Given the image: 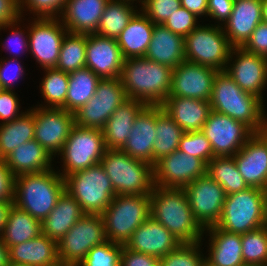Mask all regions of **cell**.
<instances>
[{"label": "cell", "mask_w": 267, "mask_h": 266, "mask_svg": "<svg viewBox=\"0 0 267 266\" xmlns=\"http://www.w3.org/2000/svg\"><path fill=\"white\" fill-rule=\"evenodd\" d=\"M53 157L35 140L18 146L4 158L15 177L22 174L40 173L52 169Z\"/></svg>", "instance_id": "obj_32"}, {"label": "cell", "mask_w": 267, "mask_h": 266, "mask_svg": "<svg viewBox=\"0 0 267 266\" xmlns=\"http://www.w3.org/2000/svg\"><path fill=\"white\" fill-rule=\"evenodd\" d=\"M40 234L41 222L13 204L1 235L7 248L27 242Z\"/></svg>", "instance_id": "obj_34"}, {"label": "cell", "mask_w": 267, "mask_h": 266, "mask_svg": "<svg viewBox=\"0 0 267 266\" xmlns=\"http://www.w3.org/2000/svg\"><path fill=\"white\" fill-rule=\"evenodd\" d=\"M147 105L128 98L110 116L103 130L106 148L121 149L126 143L136 117Z\"/></svg>", "instance_id": "obj_29"}, {"label": "cell", "mask_w": 267, "mask_h": 266, "mask_svg": "<svg viewBox=\"0 0 267 266\" xmlns=\"http://www.w3.org/2000/svg\"><path fill=\"white\" fill-rule=\"evenodd\" d=\"M162 110V106H146L139 113L126 143L121 148L125 153L153 165L156 116Z\"/></svg>", "instance_id": "obj_23"}, {"label": "cell", "mask_w": 267, "mask_h": 266, "mask_svg": "<svg viewBox=\"0 0 267 266\" xmlns=\"http://www.w3.org/2000/svg\"><path fill=\"white\" fill-rule=\"evenodd\" d=\"M100 164L105 169L116 195L152 193L155 186L153 165L135 159L117 148H106Z\"/></svg>", "instance_id": "obj_5"}, {"label": "cell", "mask_w": 267, "mask_h": 266, "mask_svg": "<svg viewBox=\"0 0 267 266\" xmlns=\"http://www.w3.org/2000/svg\"><path fill=\"white\" fill-rule=\"evenodd\" d=\"M180 244L168 229L150 216L132 233L124 246L135 252L162 258Z\"/></svg>", "instance_id": "obj_22"}, {"label": "cell", "mask_w": 267, "mask_h": 266, "mask_svg": "<svg viewBox=\"0 0 267 266\" xmlns=\"http://www.w3.org/2000/svg\"><path fill=\"white\" fill-rule=\"evenodd\" d=\"M261 22V0H235L230 17L223 24V31L233 47H242Z\"/></svg>", "instance_id": "obj_24"}, {"label": "cell", "mask_w": 267, "mask_h": 266, "mask_svg": "<svg viewBox=\"0 0 267 266\" xmlns=\"http://www.w3.org/2000/svg\"><path fill=\"white\" fill-rule=\"evenodd\" d=\"M235 0H208L207 15L223 22L230 17Z\"/></svg>", "instance_id": "obj_55"}, {"label": "cell", "mask_w": 267, "mask_h": 266, "mask_svg": "<svg viewBox=\"0 0 267 266\" xmlns=\"http://www.w3.org/2000/svg\"><path fill=\"white\" fill-rule=\"evenodd\" d=\"M127 99L120 77L101 79L94 96L74 113L75 125L103 129L112 113Z\"/></svg>", "instance_id": "obj_12"}, {"label": "cell", "mask_w": 267, "mask_h": 266, "mask_svg": "<svg viewBox=\"0 0 267 266\" xmlns=\"http://www.w3.org/2000/svg\"><path fill=\"white\" fill-rule=\"evenodd\" d=\"M13 58L14 57L7 61L0 60V84L3 89L12 90L15 81L23 77L22 75H24L23 73L25 72L20 62L17 61V57Z\"/></svg>", "instance_id": "obj_50"}, {"label": "cell", "mask_w": 267, "mask_h": 266, "mask_svg": "<svg viewBox=\"0 0 267 266\" xmlns=\"http://www.w3.org/2000/svg\"><path fill=\"white\" fill-rule=\"evenodd\" d=\"M66 1L67 0H19L20 16H22L21 14L26 5L32 13L37 15V18H57L59 14L61 15Z\"/></svg>", "instance_id": "obj_47"}, {"label": "cell", "mask_w": 267, "mask_h": 266, "mask_svg": "<svg viewBox=\"0 0 267 266\" xmlns=\"http://www.w3.org/2000/svg\"><path fill=\"white\" fill-rule=\"evenodd\" d=\"M106 151L102 129L74 125L59 154L63 159V178L101 162Z\"/></svg>", "instance_id": "obj_10"}, {"label": "cell", "mask_w": 267, "mask_h": 266, "mask_svg": "<svg viewBox=\"0 0 267 266\" xmlns=\"http://www.w3.org/2000/svg\"><path fill=\"white\" fill-rule=\"evenodd\" d=\"M108 1L67 0L59 20L70 33L96 34Z\"/></svg>", "instance_id": "obj_25"}, {"label": "cell", "mask_w": 267, "mask_h": 266, "mask_svg": "<svg viewBox=\"0 0 267 266\" xmlns=\"http://www.w3.org/2000/svg\"><path fill=\"white\" fill-rule=\"evenodd\" d=\"M207 165L199 158L176 150L153 166L154 185L184 188L206 174Z\"/></svg>", "instance_id": "obj_17"}, {"label": "cell", "mask_w": 267, "mask_h": 266, "mask_svg": "<svg viewBox=\"0 0 267 266\" xmlns=\"http://www.w3.org/2000/svg\"><path fill=\"white\" fill-rule=\"evenodd\" d=\"M64 179L65 190L81 205L85 214L101 215L116 196L100 163L73 172Z\"/></svg>", "instance_id": "obj_8"}, {"label": "cell", "mask_w": 267, "mask_h": 266, "mask_svg": "<svg viewBox=\"0 0 267 266\" xmlns=\"http://www.w3.org/2000/svg\"><path fill=\"white\" fill-rule=\"evenodd\" d=\"M20 20H21V18L19 20H16V21L10 23V24L0 25V30L2 28H4V29H6V28L14 29V30L11 31V35H9V37L7 39V41H10L11 43L7 44V42H6L5 44H7V45L3 44V48L6 49V50H10L11 49V54L13 52L15 54V56H17V57H18V54L20 53L21 50H22L21 51L22 53L24 51H28L29 50V44H28L29 43V38H28V35H26V37H25L24 36L25 32H23L22 30H18L20 28H18L17 23ZM15 25L17 26V29L15 28ZM15 48L18 51H16ZM25 48H27V49H25Z\"/></svg>", "instance_id": "obj_53"}, {"label": "cell", "mask_w": 267, "mask_h": 266, "mask_svg": "<svg viewBox=\"0 0 267 266\" xmlns=\"http://www.w3.org/2000/svg\"><path fill=\"white\" fill-rule=\"evenodd\" d=\"M184 133V130L164 110L156 116L153 166L162 157L178 150Z\"/></svg>", "instance_id": "obj_38"}, {"label": "cell", "mask_w": 267, "mask_h": 266, "mask_svg": "<svg viewBox=\"0 0 267 266\" xmlns=\"http://www.w3.org/2000/svg\"><path fill=\"white\" fill-rule=\"evenodd\" d=\"M84 215L81 205L64 190L51 213L41 222L42 233L59 242Z\"/></svg>", "instance_id": "obj_30"}, {"label": "cell", "mask_w": 267, "mask_h": 266, "mask_svg": "<svg viewBox=\"0 0 267 266\" xmlns=\"http://www.w3.org/2000/svg\"><path fill=\"white\" fill-rule=\"evenodd\" d=\"M211 241L208 257L215 266H245L242 256L241 234L231 233L217 226L206 228Z\"/></svg>", "instance_id": "obj_31"}, {"label": "cell", "mask_w": 267, "mask_h": 266, "mask_svg": "<svg viewBox=\"0 0 267 266\" xmlns=\"http://www.w3.org/2000/svg\"><path fill=\"white\" fill-rule=\"evenodd\" d=\"M36 19V20H35ZM27 34L29 51L41 67L55 68L60 54L62 40L68 30L58 18H34Z\"/></svg>", "instance_id": "obj_16"}, {"label": "cell", "mask_w": 267, "mask_h": 266, "mask_svg": "<svg viewBox=\"0 0 267 266\" xmlns=\"http://www.w3.org/2000/svg\"><path fill=\"white\" fill-rule=\"evenodd\" d=\"M8 266H28V265H24V264H16V263L9 262V263H8Z\"/></svg>", "instance_id": "obj_63"}, {"label": "cell", "mask_w": 267, "mask_h": 266, "mask_svg": "<svg viewBox=\"0 0 267 266\" xmlns=\"http://www.w3.org/2000/svg\"><path fill=\"white\" fill-rule=\"evenodd\" d=\"M65 190V179L53 169L15 177L13 204L42 222Z\"/></svg>", "instance_id": "obj_4"}, {"label": "cell", "mask_w": 267, "mask_h": 266, "mask_svg": "<svg viewBox=\"0 0 267 266\" xmlns=\"http://www.w3.org/2000/svg\"><path fill=\"white\" fill-rule=\"evenodd\" d=\"M9 262L28 266H62L58 242L43 233L27 242L8 248Z\"/></svg>", "instance_id": "obj_26"}, {"label": "cell", "mask_w": 267, "mask_h": 266, "mask_svg": "<svg viewBox=\"0 0 267 266\" xmlns=\"http://www.w3.org/2000/svg\"><path fill=\"white\" fill-rule=\"evenodd\" d=\"M141 4V11L154 24H164L181 7L180 0H143Z\"/></svg>", "instance_id": "obj_46"}, {"label": "cell", "mask_w": 267, "mask_h": 266, "mask_svg": "<svg viewBox=\"0 0 267 266\" xmlns=\"http://www.w3.org/2000/svg\"><path fill=\"white\" fill-rule=\"evenodd\" d=\"M201 266H215L211 262H209L206 258L203 260Z\"/></svg>", "instance_id": "obj_62"}, {"label": "cell", "mask_w": 267, "mask_h": 266, "mask_svg": "<svg viewBox=\"0 0 267 266\" xmlns=\"http://www.w3.org/2000/svg\"><path fill=\"white\" fill-rule=\"evenodd\" d=\"M75 125L74 113L64 108L34 109V139L53 157L61 152Z\"/></svg>", "instance_id": "obj_15"}, {"label": "cell", "mask_w": 267, "mask_h": 266, "mask_svg": "<svg viewBox=\"0 0 267 266\" xmlns=\"http://www.w3.org/2000/svg\"><path fill=\"white\" fill-rule=\"evenodd\" d=\"M120 266H160V258L122 247Z\"/></svg>", "instance_id": "obj_52"}, {"label": "cell", "mask_w": 267, "mask_h": 266, "mask_svg": "<svg viewBox=\"0 0 267 266\" xmlns=\"http://www.w3.org/2000/svg\"><path fill=\"white\" fill-rule=\"evenodd\" d=\"M130 0H109L102 13L97 34L117 39L138 12Z\"/></svg>", "instance_id": "obj_37"}, {"label": "cell", "mask_w": 267, "mask_h": 266, "mask_svg": "<svg viewBox=\"0 0 267 266\" xmlns=\"http://www.w3.org/2000/svg\"><path fill=\"white\" fill-rule=\"evenodd\" d=\"M107 241L101 215L85 214L58 242L62 266H78L94 246Z\"/></svg>", "instance_id": "obj_11"}, {"label": "cell", "mask_w": 267, "mask_h": 266, "mask_svg": "<svg viewBox=\"0 0 267 266\" xmlns=\"http://www.w3.org/2000/svg\"><path fill=\"white\" fill-rule=\"evenodd\" d=\"M12 205L13 202H0V236L4 231V227L8 218V213Z\"/></svg>", "instance_id": "obj_58"}, {"label": "cell", "mask_w": 267, "mask_h": 266, "mask_svg": "<svg viewBox=\"0 0 267 266\" xmlns=\"http://www.w3.org/2000/svg\"><path fill=\"white\" fill-rule=\"evenodd\" d=\"M18 97L12 90L2 89L0 91V120L2 123L11 122L14 119L20 117L19 115L20 105Z\"/></svg>", "instance_id": "obj_49"}, {"label": "cell", "mask_w": 267, "mask_h": 266, "mask_svg": "<svg viewBox=\"0 0 267 266\" xmlns=\"http://www.w3.org/2000/svg\"><path fill=\"white\" fill-rule=\"evenodd\" d=\"M201 131L210 141L215 157L234 156L255 134L244 123L213 110Z\"/></svg>", "instance_id": "obj_13"}, {"label": "cell", "mask_w": 267, "mask_h": 266, "mask_svg": "<svg viewBox=\"0 0 267 266\" xmlns=\"http://www.w3.org/2000/svg\"><path fill=\"white\" fill-rule=\"evenodd\" d=\"M150 213V195H116L101 214L107 241L125 245Z\"/></svg>", "instance_id": "obj_7"}, {"label": "cell", "mask_w": 267, "mask_h": 266, "mask_svg": "<svg viewBox=\"0 0 267 266\" xmlns=\"http://www.w3.org/2000/svg\"><path fill=\"white\" fill-rule=\"evenodd\" d=\"M242 47L246 51L267 57V23H259Z\"/></svg>", "instance_id": "obj_51"}, {"label": "cell", "mask_w": 267, "mask_h": 266, "mask_svg": "<svg viewBox=\"0 0 267 266\" xmlns=\"http://www.w3.org/2000/svg\"><path fill=\"white\" fill-rule=\"evenodd\" d=\"M20 18L19 0H0V25L10 24Z\"/></svg>", "instance_id": "obj_56"}, {"label": "cell", "mask_w": 267, "mask_h": 266, "mask_svg": "<svg viewBox=\"0 0 267 266\" xmlns=\"http://www.w3.org/2000/svg\"><path fill=\"white\" fill-rule=\"evenodd\" d=\"M8 263H9L8 248L4 244L0 236V266H8Z\"/></svg>", "instance_id": "obj_59"}, {"label": "cell", "mask_w": 267, "mask_h": 266, "mask_svg": "<svg viewBox=\"0 0 267 266\" xmlns=\"http://www.w3.org/2000/svg\"><path fill=\"white\" fill-rule=\"evenodd\" d=\"M100 80L92 70L86 67L69 73L66 111L75 113L85 105L94 96Z\"/></svg>", "instance_id": "obj_36"}, {"label": "cell", "mask_w": 267, "mask_h": 266, "mask_svg": "<svg viewBox=\"0 0 267 266\" xmlns=\"http://www.w3.org/2000/svg\"><path fill=\"white\" fill-rule=\"evenodd\" d=\"M234 159L249 187L267 191V141L259 133L245 143Z\"/></svg>", "instance_id": "obj_21"}, {"label": "cell", "mask_w": 267, "mask_h": 266, "mask_svg": "<svg viewBox=\"0 0 267 266\" xmlns=\"http://www.w3.org/2000/svg\"><path fill=\"white\" fill-rule=\"evenodd\" d=\"M154 23L138 11L117 38L123 57H144L151 42Z\"/></svg>", "instance_id": "obj_33"}, {"label": "cell", "mask_w": 267, "mask_h": 266, "mask_svg": "<svg viewBox=\"0 0 267 266\" xmlns=\"http://www.w3.org/2000/svg\"><path fill=\"white\" fill-rule=\"evenodd\" d=\"M181 6L196 17L207 15L208 0H180Z\"/></svg>", "instance_id": "obj_57"}, {"label": "cell", "mask_w": 267, "mask_h": 266, "mask_svg": "<svg viewBox=\"0 0 267 266\" xmlns=\"http://www.w3.org/2000/svg\"><path fill=\"white\" fill-rule=\"evenodd\" d=\"M200 242L181 243L175 250L160 258V266H201L205 258L200 251Z\"/></svg>", "instance_id": "obj_44"}, {"label": "cell", "mask_w": 267, "mask_h": 266, "mask_svg": "<svg viewBox=\"0 0 267 266\" xmlns=\"http://www.w3.org/2000/svg\"><path fill=\"white\" fill-rule=\"evenodd\" d=\"M193 215L200 226H216L222 214L226 194L224 189L205 174L184 187Z\"/></svg>", "instance_id": "obj_14"}, {"label": "cell", "mask_w": 267, "mask_h": 266, "mask_svg": "<svg viewBox=\"0 0 267 266\" xmlns=\"http://www.w3.org/2000/svg\"><path fill=\"white\" fill-rule=\"evenodd\" d=\"M124 60L117 39L97 33L87 35L85 67L100 79L120 77Z\"/></svg>", "instance_id": "obj_20"}, {"label": "cell", "mask_w": 267, "mask_h": 266, "mask_svg": "<svg viewBox=\"0 0 267 266\" xmlns=\"http://www.w3.org/2000/svg\"><path fill=\"white\" fill-rule=\"evenodd\" d=\"M206 174L221 185L226 195L249 188L239 173L234 156L214 157L207 164Z\"/></svg>", "instance_id": "obj_39"}, {"label": "cell", "mask_w": 267, "mask_h": 266, "mask_svg": "<svg viewBox=\"0 0 267 266\" xmlns=\"http://www.w3.org/2000/svg\"><path fill=\"white\" fill-rule=\"evenodd\" d=\"M262 5V19L264 23H267V0H261Z\"/></svg>", "instance_id": "obj_60"}, {"label": "cell", "mask_w": 267, "mask_h": 266, "mask_svg": "<svg viewBox=\"0 0 267 266\" xmlns=\"http://www.w3.org/2000/svg\"><path fill=\"white\" fill-rule=\"evenodd\" d=\"M267 225V191L249 187L226 195L217 227L244 234Z\"/></svg>", "instance_id": "obj_6"}, {"label": "cell", "mask_w": 267, "mask_h": 266, "mask_svg": "<svg viewBox=\"0 0 267 266\" xmlns=\"http://www.w3.org/2000/svg\"><path fill=\"white\" fill-rule=\"evenodd\" d=\"M217 70L187 60L172 71L168 97H184L209 101Z\"/></svg>", "instance_id": "obj_18"}, {"label": "cell", "mask_w": 267, "mask_h": 266, "mask_svg": "<svg viewBox=\"0 0 267 266\" xmlns=\"http://www.w3.org/2000/svg\"><path fill=\"white\" fill-rule=\"evenodd\" d=\"M178 150L201 159L206 165L215 157L210 141L202 131L185 132L181 137Z\"/></svg>", "instance_id": "obj_45"}, {"label": "cell", "mask_w": 267, "mask_h": 266, "mask_svg": "<svg viewBox=\"0 0 267 266\" xmlns=\"http://www.w3.org/2000/svg\"><path fill=\"white\" fill-rule=\"evenodd\" d=\"M222 24H200L184 38L185 59L189 62L222 71L229 64L233 46L223 31Z\"/></svg>", "instance_id": "obj_9"}, {"label": "cell", "mask_w": 267, "mask_h": 266, "mask_svg": "<svg viewBox=\"0 0 267 266\" xmlns=\"http://www.w3.org/2000/svg\"><path fill=\"white\" fill-rule=\"evenodd\" d=\"M209 102L211 110L244 123L254 133H259L267 119L263 101L243 91L225 70L217 72Z\"/></svg>", "instance_id": "obj_3"}, {"label": "cell", "mask_w": 267, "mask_h": 266, "mask_svg": "<svg viewBox=\"0 0 267 266\" xmlns=\"http://www.w3.org/2000/svg\"><path fill=\"white\" fill-rule=\"evenodd\" d=\"M45 77L41 81V93L48 106L64 108L66 110V96L68 91L69 74L56 68H46Z\"/></svg>", "instance_id": "obj_41"}, {"label": "cell", "mask_w": 267, "mask_h": 266, "mask_svg": "<svg viewBox=\"0 0 267 266\" xmlns=\"http://www.w3.org/2000/svg\"><path fill=\"white\" fill-rule=\"evenodd\" d=\"M150 212L181 243L201 242L205 230L195 219L184 188L154 186Z\"/></svg>", "instance_id": "obj_1"}, {"label": "cell", "mask_w": 267, "mask_h": 266, "mask_svg": "<svg viewBox=\"0 0 267 266\" xmlns=\"http://www.w3.org/2000/svg\"><path fill=\"white\" fill-rule=\"evenodd\" d=\"M15 176L4 159H0V202H13Z\"/></svg>", "instance_id": "obj_54"}, {"label": "cell", "mask_w": 267, "mask_h": 266, "mask_svg": "<svg viewBox=\"0 0 267 266\" xmlns=\"http://www.w3.org/2000/svg\"><path fill=\"white\" fill-rule=\"evenodd\" d=\"M198 18L182 6L175 11L163 24L173 33L185 38L198 25Z\"/></svg>", "instance_id": "obj_48"}, {"label": "cell", "mask_w": 267, "mask_h": 266, "mask_svg": "<svg viewBox=\"0 0 267 266\" xmlns=\"http://www.w3.org/2000/svg\"><path fill=\"white\" fill-rule=\"evenodd\" d=\"M122 247L111 241L94 246L78 266H120Z\"/></svg>", "instance_id": "obj_43"}, {"label": "cell", "mask_w": 267, "mask_h": 266, "mask_svg": "<svg viewBox=\"0 0 267 266\" xmlns=\"http://www.w3.org/2000/svg\"><path fill=\"white\" fill-rule=\"evenodd\" d=\"M259 134L267 141V119L264 122V126L259 131Z\"/></svg>", "instance_id": "obj_61"}, {"label": "cell", "mask_w": 267, "mask_h": 266, "mask_svg": "<svg viewBox=\"0 0 267 266\" xmlns=\"http://www.w3.org/2000/svg\"><path fill=\"white\" fill-rule=\"evenodd\" d=\"M172 71L145 57L126 58L120 79L128 98L147 106H161L171 91Z\"/></svg>", "instance_id": "obj_2"}, {"label": "cell", "mask_w": 267, "mask_h": 266, "mask_svg": "<svg viewBox=\"0 0 267 266\" xmlns=\"http://www.w3.org/2000/svg\"><path fill=\"white\" fill-rule=\"evenodd\" d=\"M233 55L236 59L232 62ZM231 58V59H230ZM225 71L243 90L259 97L262 101L267 84V57L246 51L243 47H233Z\"/></svg>", "instance_id": "obj_19"}, {"label": "cell", "mask_w": 267, "mask_h": 266, "mask_svg": "<svg viewBox=\"0 0 267 266\" xmlns=\"http://www.w3.org/2000/svg\"><path fill=\"white\" fill-rule=\"evenodd\" d=\"M161 106L184 132L201 131L211 111L209 101L184 97H167Z\"/></svg>", "instance_id": "obj_27"}, {"label": "cell", "mask_w": 267, "mask_h": 266, "mask_svg": "<svg viewBox=\"0 0 267 266\" xmlns=\"http://www.w3.org/2000/svg\"><path fill=\"white\" fill-rule=\"evenodd\" d=\"M145 58L176 68L185 61L184 38L163 24H155Z\"/></svg>", "instance_id": "obj_28"}, {"label": "cell", "mask_w": 267, "mask_h": 266, "mask_svg": "<svg viewBox=\"0 0 267 266\" xmlns=\"http://www.w3.org/2000/svg\"><path fill=\"white\" fill-rule=\"evenodd\" d=\"M245 266H267V225L241 234Z\"/></svg>", "instance_id": "obj_42"}, {"label": "cell", "mask_w": 267, "mask_h": 266, "mask_svg": "<svg viewBox=\"0 0 267 266\" xmlns=\"http://www.w3.org/2000/svg\"><path fill=\"white\" fill-rule=\"evenodd\" d=\"M34 139V108L17 119L0 123V159L7 157L18 146Z\"/></svg>", "instance_id": "obj_35"}, {"label": "cell", "mask_w": 267, "mask_h": 266, "mask_svg": "<svg viewBox=\"0 0 267 266\" xmlns=\"http://www.w3.org/2000/svg\"><path fill=\"white\" fill-rule=\"evenodd\" d=\"M87 34L67 32L60 47L56 69L71 73L85 67Z\"/></svg>", "instance_id": "obj_40"}, {"label": "cell", "mask_w": 267, "mask_h": 266, "mask_svg": "<svg viewBox=\"0 0 267 266\" xmlns=\"http://www.w3.org/2000/svg\"><path fill=\"white\" fill-rule=\"evenodd\" d=\"M130 1H132V2H133V1H136V0H130ZM138 1H139V0H138ZM139 2H141V3H142V2H143V0H140Z\"/></svg>", "instance_id": "obj_64"}]
</instances>
